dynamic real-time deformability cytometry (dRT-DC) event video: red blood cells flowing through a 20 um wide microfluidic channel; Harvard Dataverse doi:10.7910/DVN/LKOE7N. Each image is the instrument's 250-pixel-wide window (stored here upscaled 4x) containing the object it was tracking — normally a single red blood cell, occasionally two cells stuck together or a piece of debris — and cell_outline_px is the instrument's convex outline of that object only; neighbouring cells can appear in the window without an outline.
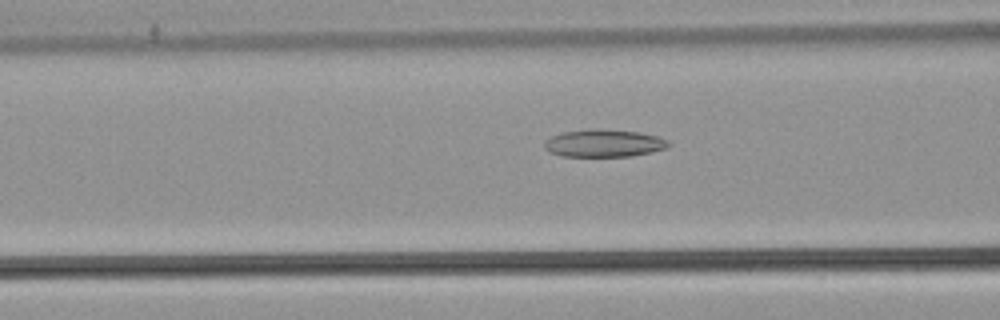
{"species": "common noctule bat (a hibernating species)", "species_latin": "Nyctalus noctula", "temperature_condition": "warm", "stored_images_in_passage": 53, "camera_frame_rate_fps": 3000, "um_per_image_px": 0.085, "animal": {"sex": "male", "body_mass_g": 21.5, "forearm_length_mm": 52.0}, "frame": {"image": 1, "passage_image": 22, "time_ms": 7.0, "image_size_px": [1000, 320], "cell_outline_px": [[672, 144], [668, 148], [652, 152], [632, 156], [564, 156], [548, 152], [544, 148], [544, 144], [552, 136], [564, 132], [588, 128], [596, 128], [640, 132], [660, 136], [668, 140]], "centroid_in_image_um": [51.4, 12.16], "position_along_channel_um": 115.2, "area_um2": 20.17}}
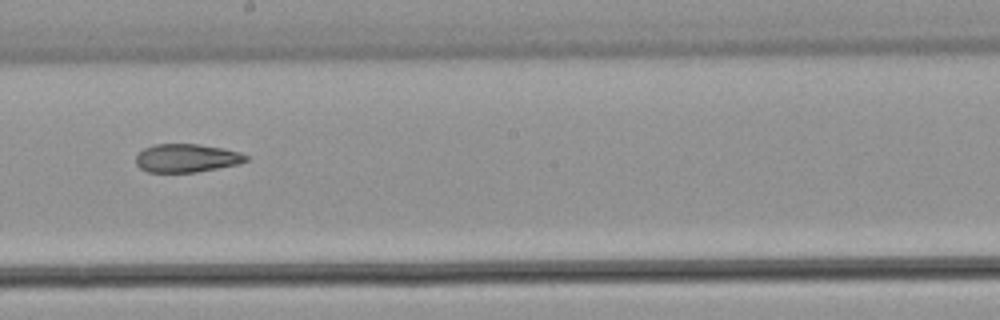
{"frame": {"image": 2, "passage_image": 31, "time_ms": 10.0, "image_size_px": [1000, 320], "cell_outline_px": [[248, 160], [236, 164], [196, 172], [148, 172], [140, 168], [136, 164], [136, 156], [144, 148], [156, 144], [200, 144], [224, 148], [240, 152], [248, 156]], "centroid_in_image_um": [15.86, 13.43], "position_along_channel_um": 232.3, "area_um2": 18.09}}
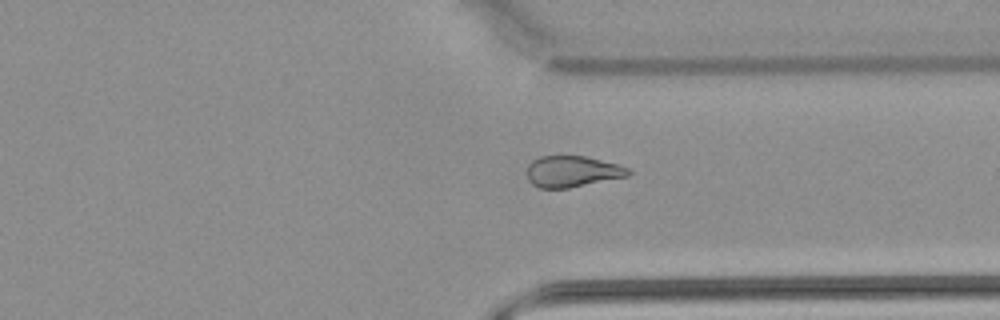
{"frame": {"image": 3, "passage_image": 41, "time_ms": 13.333, "image_size_px": [1000, 320], "cell_outline_px": [[632, 172], [628, 176], [568, 188], [540, 188], [532, 184], [528, 180], [528, 164], [532, 160], [540, 156], [584, 156], [620, 164], [628, 168]], "centroid_in_image_um": [48.65, 14.57], "position_along_channel_um": 362.7, "area_um2": 18.44}, "authors_computed_cell_mechanics": {"area_um2": 21.386, "velocity_mm_per_s": 3.9063, "shape_relaxation_time_tau1_ms": null, "shape_relaxation_time_tau2_ms": 4.0106, "deformation_change_tau1": null, "deformation_change_tau2": 0.1183}}